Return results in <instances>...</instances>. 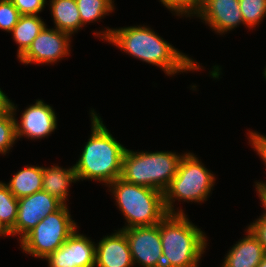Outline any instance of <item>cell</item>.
Wrapping results in <instances>:
<instances>
[{"label": "cell", "instance_id": "7402d4cb", "mask_svg": "<svg viewBox=\"0 0 266 267\" xmlns=\"http://www.w3.org/2000/svg\"><path fill=\"white\" fill-rule=\"evenodd\" d=\"M239 5L244 24L250 29H255L266 16V0H239Z\"/></svg>", "mask_w": 266, "mask_h": 267}, {"label": "cell", "instance_id": "9a60e30c", "mask_svg": "<svg viewBox=\"0 0 266 267\" xmlns=\"http://www.w3.org/2000/svg\"><path fill=\"white\" fill-rule=\"evenodd\" d=\"M245 231L247 235L232 246L221 267H257L266 255L252 232L248 228Z\"/></svg>", "mask_w": 266, "mask_h": 267}, {"label": "cell", "instance_id": "e0dca14e", "mask_svg": "<svg viewBox=\"0 0 266 267\" xmlns=\"http://www.w3.org/2000/svg\"><path fill=\"white\" fill-rule=\"evenodd\" d=\"M54 28L71 37L82 28L80 14L75 0H50Z\"/></svg>", "mask_w": 266, "mask_h": 267}, {"label": "cell", "instance_id": "277c9868", "mask_svg": "<svg viewBox=\"0 0 266 267\" xmlns=\"http://www.w3.org/2000/svg\"><path fill=\"white\" fill-rule=\"evenodd\" d=\"M107 187L116 200V206L127 223L120 230L157 225L168 213L163 193L149 187L131 184L117 178Z\"/></svg>", "mask_w": 266, "mask_h": 267}, {"label": "cell", "instance_id": "6da1fadb", "mask_svg": "<svg viewBox=\"0 0 266 267\" xmlns=\"http://www.w3.org/2000/svg\"><path fill=\"white\" fill-rule=\"evenodd\" d=\"M103 41L114 44L120 50L148 64L162 69L168 76L187 71L201 70L193 58L178 51L150 27L128 26L108 28L94 32Z\"/></svg>", "mask_w": 266, "mask_h": 267}, {"label": "cell", "instance_id": "cb8c5ba5", "mask_svg": "<svg viewBox=\"0 0 266 267\" xmlns=\"http://www.w3.org/2000/svg\"><path fill=\"white\" fill-rule=\"evenodd\" d=\"M171 13L177 16L194 17L199 14L203 0H159Z\"/></svg>", "mask_w": 266, "mask_h": 267}, {"label": "cell", "instance_id": "ffe728a7", "mask_svg": "<svg viewBox=\"0 0 266 267\" xmlns=\"http://www.w3.org/2000/svg\"><path fill=\"white\" fill-rule=\"evenodd\" d=\"M80 14L82 27L94 23L114 11L113 0H75Z\"/></svg>", "mask_w": 266, "mask_h": 267}, {"label": "cell", "instance_id": "8992f818", "mask_svg": "<svg viewBox=\"0 0 266 267\" xmlns=\"http://www.w3.org/2000/svg\"><path fill=\"white\" fill-rule=\"evenodd\" d=\"M214 175L194 153H184L176 175L163 193L166 212L184 214L183 209L174 208L176 200L197 203L207 201L216 181Z\"/></svg>", "mask_w": 266, "mask_h": 267}, {"label": "cell", "instance_id": "8fae6325", "mask_svg": "<svg viewBox=\"0 0 266 267\" xmlns=\"http://www.w3.org/2000/svg\"><path fill=\"white\" fill-rule=\"evenodd\" d=\"M127 238L134 265L162 267L163 254L159 223L122 230Z\"/></svg>", "mask_w": 266, "mask_h": 267}, {"label": "cell", "instance_id": "30bf717a", "mask_svg": "<svg viewBox=\"0 0 266 267\" xmlns=\"http://www.w3.org/2000/svg\"><path fill=\"white\" fill-rule=\"evenodd\" d=\"M10 110L15 118L16 139L27 137L31 140L48 137L57 128V117L54 109L43 100H36L35 104L29 105L22 113L20 122L15 113L17 105L11 101ZM20 123V124H19Z\"/></svg>", "mask_w": 266, "mask_h": 267}, {"label": "cell", "instance_id": "7c38bea8", "mask_svg": "<svg viewBox=\"0 0 266 267\" xmlns=\"http://www.w3.org/2000/svg\"><path fill=\"white\" fill-rule=\"evenodd\" d=\"M96 243L76 229L65 243L45 260L49 267H95Z\"/></svg>", "mask_w": 266, "mask_h": 267}, {"label": "cell", "instance_id": "4fadbf2b", "mask_svg": "<svg viewBox=\"0 0 266 267\" xmlns=\"http://www.w3.org/2000/svg\"><path fill=\"white\" fill-rule=\"evenodd\" d=\"M196 17L201 18L202 22L205 21L204 23L219 35L239 27V24L245 25L239 0H203Z\"/></svg>", "mask_w": 266, "mask_h": 267}, {"label": "cell", "instance_id": "9c48e42d", "mask_svg": "<svg viewBox=\"0 0 266 267\" xmlns=\"http://www.w3.org/2000/svg\"><path fill=\"white\" fill-rule=\"evenodd\" d=\"M64 204L44 190L18 199V212L11 236L20 240L32 230L41 219L59 210Z\"/></svg>", "mask_w": 266, "mask_h": 267}, {"label": "cell", "instance_id": "ac0fdd59", "mask_svg": "<svg viewBox=\"0 0 266 267\" xmlns=\"http://www.w3.org/2000/svg\"><path fill=\"white\" fill-rule=\"evenodd\" d=\"M43 166H29L22 168L10 178L6 185L17 198L25 197L42 190Z\"/></svg>", "mask_w": 266, "mask_h": 267}, {"label": "cell", "instance_id": "7a4b0ae2", "mask_svg": "<svg viewBox=\"0 0 266 267\" xmlns=\"http://www.w3.org/2000/svg\"><path fill=\"white\" fill-rule=\"evenodd\" d=\"M90 114L91 135L73 166L78 181L91 179L107 186L121 177L127 148L113 137L94 109Z\"/></svg>", "mask_w": 266, "mask_h": 267}, {"label": "cell", "instance_id": "83f0119b", "mask_svg": "<svg viewBox=\"0 0 266 267\" xmlns=\"http://www.w3.org/2000/svg\"><path fill=\"white\" fill-rule=\"evenodd\" d=\"M11 101L0 88V114L10 110Z\"/></svg>", "mask_w": 266, "mask_h": 267}, {"label": "cell", "instance_id": "f1b7e54d", "mask_svg": "<svg viewBox=\"0 0 266 267\" xmlns=\"http://www.w3.org/2000/svg\"><path fill=\"white\" fill-rule=\"evenodd\" d=\"M11 236L10 231L0 221V236Z\"/></svg>", "mask_w": 266, "mask_h": 267}, {"label": "cell", "instance_id": "5b68a950", "mask_svg": "<svg viewBox=\"0 0 266 267\" xmlns=\"http://www.w3.org/2000/svg\"><path fill=\"white\" fill-rule=\"evenodd\" d=\"M182 156L183 153L171 151L135 152L126 149L120 178L164 193L177 173Z\"/></svg>", "mask_w": 266, "mask_h": 267}, {"label": "cell", "instance_id": "d6986e66", "mask_svg": "<svg viewBox=\"0 0 266 267\" xmlns=\"http://www.w3.org/2000/svg\"><path fill=\"white\" fill-rule=\"evenodd\" d=\"M45 25L43 19L38 15L20 16L18 23L10 32L12 33L13 40L18 45V58L29 48Z\"/></svg>", "mask_w": 266, "mask_h": 267}, {"label": "cell", "instance_id": "52a82bcc", "mask_svg": "<svg viewBox=\"0 0 266 267\" xmlns=\"http://www.w3.org/2000/svg\"><path fill=\"white\" fill-rule=\"evenodd\" d=\"M76 229H78L77 224L72 220L66 204L56 212L41 219L32 230L19 240L20 246L26 254L44 260L62 246Z\"/></svg>", "mask_w": 266, "mask_h": 267}, {"label": "cell", "instance_id": "d4e9b609", "mask_svg": "<svg viewBox=\"0 0 266 267\" xmlns=\"http://www.w3.org/2000/svg\"><path fill=\"white\" fill-rule=\"evenodd\" d=\"M21 14L11 0H0V29L11 32Z\"/></svg>", "mask_w": 266, "mask_h": 267}, {"label": "cell", "instance_id": "2e32d148", "mask_svg": "<svg viewBox=\"0 0 266 267\" xmlns=\"http://www.w3.org/2000/svg\"><path fill=\"white\" fill-rule=\"evenodd\" d=\"M77 181L78 178L74 166L66 169L57 165L43 167L42 190L57 198L64 205L68 200L70 184Z\"/></svg>", "mask_w": 266, "mask_h": 267}, {"label": "cell", "instance_id": "4316f807", "mask_svg": "<svg viewBox=\"0 0 266 267\" xmlns=\"http://www.w3.org/2000/svg\"><path fill=\"white\" fill-rule=\"evenodd\" d=\"M263 246L266 254V216L261 215L247 227Z\"/></svg>", "mask_w": 266, "mask_h": 267}, {"label": "cell", "instance_id": "4dcf8cb0", "mask_svg": "<svg viewBox=\"0 0 266 267\" xmlns=\"http://www.w3.org/2000/svg\"><path fill=\"white\" fill-rule=\"evenodd\" d=\"M263 74H264V77H265V79H266V66H265V69H264Z\"/></svg>", "mask_w": 266, "mask_h": 267}, {"label": "cell", "instance_id": "5bb4252c", "mask_svg": "<svg viewBox=\"0 0 266 267\" xmlns=\"http://www.w3.org/2000/svg\"><path fill=\"white\" fill-rule=\"evenodd\" d=\"M115 231L96 243L95 267L134 266L125 233L122 230Z\"/></svg>", "mask_w": 266, "mask_h": 267}, {"label": "cell", "instance_id": "603a6c76", "mask_svg": "<svg viewBox=\"0 0 266 267\" xmlns=\"http://www.w3.org/2000/svg\"><path fill=\"white\" fill-rule=\"evenodd\" d=\"M15 118L11 110L0 114V154L6 155L16 142Z\"/></svg>", "mask_w": 266, "mask_h": 267}, {"label": "cell", "instance_id": "44dd1931", "mask_svg": "<svg viewBox=\"0 0 266 267\" xmlns=\"http://www.w3.org/2000/svg\"><path fill=\"white\" fill-rule=\"evenodd\" d=\"M5 183L0 181V221L11 231L17 219L18 199L9 191Z\"/></svg>", "mask_w": 266, "mask_h": 267}, {"label": "cell", "instance_id": "ba28073f", "mask_svg": "<svg viewBox=\"0 0 266 267\" xmlns=\"http://www.w3.org/2000/svg\"><path fill=\"white\" fill-rule=\"evenodd\" d=\"M70 35L45 25L29 48L17 59L23 64H54L70 55Z\"/></svg>", "mask_w": 266, "mask_h": 267}, {"label": "cell", "instance_id": "484cf974", "mask_svg": "<svg viewBox=\"0 0 266 267\" xmlns=\"http://www.w3.org/2000/svg\"><path fill=\"white\" fill-rule=\"evenodd\" d=\"M21 15H38L47 0H11Z\"/></svg>", "mask_w": 266, "mask_h": 267}, {"label": "cell", "instance_id": "3957f363", "mask_svg": "<svg viewBox=\"0 0 266 267\" xmlns=\"http://www.w3.org/2000/svg\"><path fill=\"white\" fill-rule=\"evenodd\" d=\"M162 267H199L207 247L206 234L184 214H167L159 222Z\"/></svg>", "mask_w": 266, "mask_h": 267}, {"label": "cell", "instance_id": "f546056e", "mask_svg": "<svg viewBox=\"0 0 266 267\" xmlns=\"http://www.w3.org/2000/svg\"><path fill=\"white\" fill-rule=\"evenodd\" d=\"M257 267H266V255L263 257V259L261 260V262Z\"/></svg>", "mask_w": 266, "mask_h": 267}]
</instances>
